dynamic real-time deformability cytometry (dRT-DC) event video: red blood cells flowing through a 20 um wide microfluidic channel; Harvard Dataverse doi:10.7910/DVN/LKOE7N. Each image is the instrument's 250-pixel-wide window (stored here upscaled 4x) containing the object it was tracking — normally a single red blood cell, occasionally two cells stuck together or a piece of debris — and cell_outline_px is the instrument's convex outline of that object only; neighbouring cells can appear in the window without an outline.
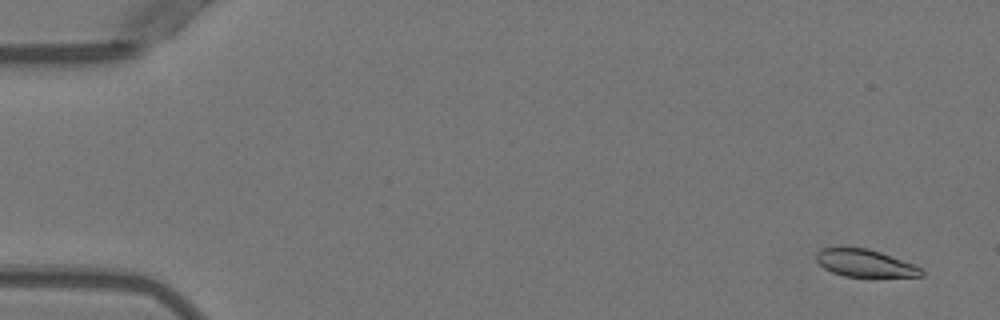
{"species": "Egyptian fruit bat (a non-hibernating species)", "species_latin": "Rousettus aegyptiacus", "temperature_condition": "warm", "stored_images_in_passage": 52, "camera_frame_rate_fps": 3000, "um_per_image_px": 0.085, "animal": {"sex": "female"}, "frame": {"image": 1, "passage_image": 3, "time_ms": 0.667, "image_size_px": [1000, 320], "cell_outline_px": [[924, 276], [872, 280], [844, 276], [832, 272], [824, 268], [816, 260], [816, 252], [824, 248], [868, 248], [880, 252], [912, 264], [920, 268], [924, 272]], "centroid_in_image_um": [73.58, 22.45], "position_along_channel_um": 11.4, "area_um2": 17.51}}
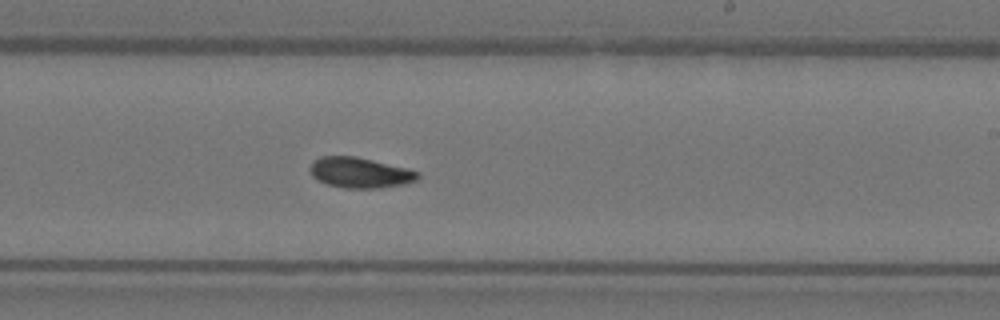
{"frame": {"image": 2, "passage_image": 32, "time_ms": 10.333, "image_size_px": [1000, 320], "cell_outline_px": [[420, 176], [416, 180], [400, 184], [380, 188], [344, 188], [328, 184], [316, 180], [312, 176], [308, 168], [312, 160], [320, 156], [356, 156], [408, 168], [420, 172]], "centroid_in_image_um": [30.55, 14.66], "position_along_channel_um": 258.5, "area_um2": 19.31}}
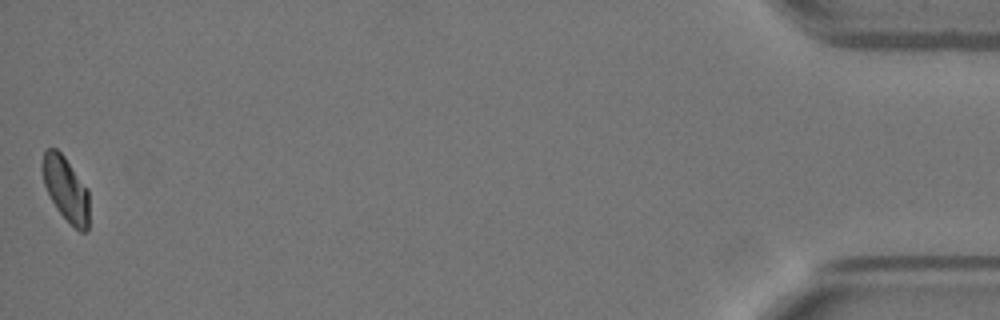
{"frame": {"image": 3, "passage_image": 52, "time_ms": 17.0, "image_size_px": [1000, 320], "cell_outline_px": [[88, 232], [80, 232], [56, 208], [44, 184], [40, 168], [40, 164], [44, 152], [48, 148], [56, 148], [64, 156], [88, 188]], "centroid_in_image_um": [5.58, 16.02], "position_along_channel_um": 429.6, "area_um2": 17.57}, "authors_computed_cell_mechanics": {"area_um2": 18.6116, "velocity_mm_per_s": 3.946, "shape_relaxation_time_tau1_ms": 6.6365, "shape_relaxation_time_tau2_ms": 5.7936, "deformation_change_tau1": 0.1813, "deformation_change_tau2": 0.0855}}